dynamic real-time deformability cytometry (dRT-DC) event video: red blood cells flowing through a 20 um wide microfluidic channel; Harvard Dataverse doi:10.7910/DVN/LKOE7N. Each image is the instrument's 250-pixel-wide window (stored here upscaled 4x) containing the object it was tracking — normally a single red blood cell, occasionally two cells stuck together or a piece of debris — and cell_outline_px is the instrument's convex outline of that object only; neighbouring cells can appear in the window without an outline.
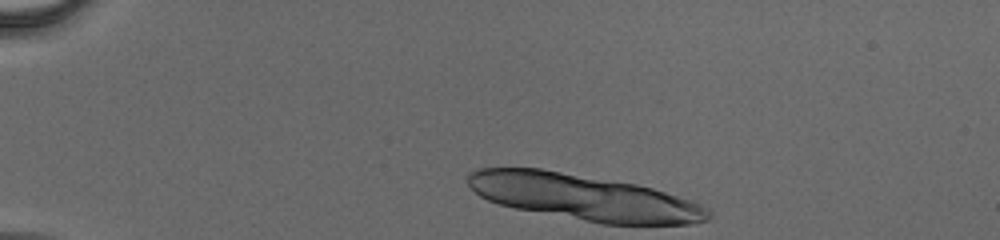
{"species": "human", "species_latin": "Homo sapiens", "temperature_condition": "cold", "stored_images_in_passage": 8, "camera_frame_rate_fps": 3000, "um_per_image_px": 0.085, "donor": {"sex": "male"}, "frame": {"image": 1, "passage_image": 1, "time_ms": 0.0, "image_size_px": [1000, 240], "cell_outline_px": [[708, 216], [704, 220], [684, 224], [604, 224], [516, 208], [500, 204], [488, 200], [480, 196], [468, 184], [468, 176], [472, 172], [484, 168], [540, 168], [632, 184], [652, 188], [696, 204]], "centroid_in_image_um": [49.48, 16.76], "position_along_channel_um": 35.5, "area_um2": 62.31}}